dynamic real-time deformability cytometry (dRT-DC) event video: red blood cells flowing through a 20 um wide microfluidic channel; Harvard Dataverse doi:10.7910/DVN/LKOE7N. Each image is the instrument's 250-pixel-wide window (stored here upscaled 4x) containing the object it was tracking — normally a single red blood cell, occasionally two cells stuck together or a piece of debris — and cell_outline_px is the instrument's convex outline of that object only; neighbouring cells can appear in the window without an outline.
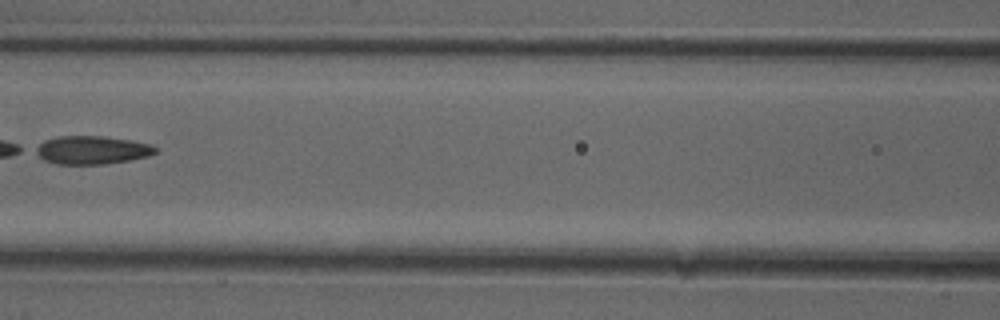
{"species": "common noctule bat (a hibernating species)", "species_latin": "Nyctalus noctula", "temperature_condition": "cold", "stored_images_in_passage": 4, "camera_frame_rate_fps": 3000, "um_per_image_px": 0.085, "animal": {"sex": "female"}, "frame": {"image": 1, "passage_image": 3, "time_ms": 0.667, "image_size_px": [1000, 320], "cell_outline_px": [[156, 152], [148, 156], [128, 160], [104, 164], [56, 164], [44, 160], [32, 152], [32, 148], [44, 140], [56, 136], [104, 136], [152, 144], [156, 148]], "centroid_in_image_um": [7.72, 12.75], "position_along_channel_um": 158.9, "area_um2": 19.88}}
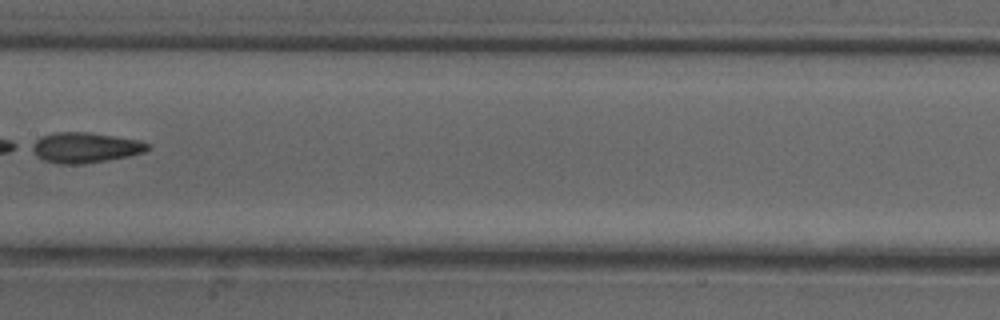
{"frame": {"image": 2, "passage_image": 4, "time_ms": 1.0, "image_size_px": [1000, 320], "cell_outline_px": [[152, 148], [144, 152], [128, 156], [84, 164], [60, 164], [44, 160], [36, 156], [28, 148], [28, 144], [40, 136], [52, 132], [88, 132], [140, 140], [152, 144]], "centroid_in_image_um": [7.19, 12.53], "position_along_channel_um": 200.2, "area_um2": 20.92}}